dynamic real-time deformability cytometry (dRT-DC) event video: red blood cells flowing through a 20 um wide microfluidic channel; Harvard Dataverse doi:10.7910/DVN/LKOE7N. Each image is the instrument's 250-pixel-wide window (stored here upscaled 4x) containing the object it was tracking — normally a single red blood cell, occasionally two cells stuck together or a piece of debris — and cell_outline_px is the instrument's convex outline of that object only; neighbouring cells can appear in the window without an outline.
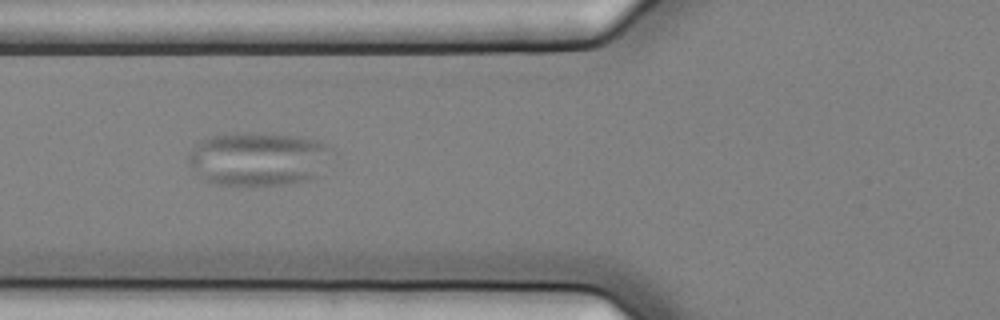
{"species": "common noctule bat (a hibernating species)", "species_latin": "Nyctalus noctula", "temperature_condition": "cold", "stored_images_in_passage": 4, "camera_frame_rate_fps": 3000, "um_per_image_px": 0.085, "animal": {"sex": "female", "body_mass_g": 25.1}, "frame": {"image": 1, "passage_image": 3, "time_ms": 0.667, "image_size_px": [1000, 320], "cell_outline_px": [[340, 156], [312, 180], [284, 184], [212, 184], [204, 180], [200, 176], [188, 160], [188, 152], [200, 140], [212, 136], [236, 132], [252, 132], [292, 136], [316, 140], [332, 148]], "centroid_in_image_um": [22.07, 13.49], "position_along_channel_um": 103.7, "area_um2": 45.55}}